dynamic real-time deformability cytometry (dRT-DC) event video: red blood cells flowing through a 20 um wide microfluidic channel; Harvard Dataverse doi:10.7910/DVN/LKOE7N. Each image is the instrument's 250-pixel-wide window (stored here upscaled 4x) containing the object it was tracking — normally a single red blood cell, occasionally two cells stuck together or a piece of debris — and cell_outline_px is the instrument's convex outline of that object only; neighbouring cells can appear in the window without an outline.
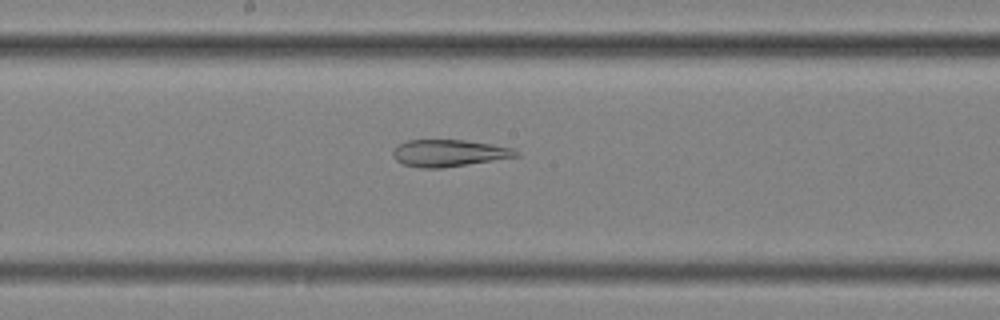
{"species": "common noctule bat (a hibernating species)", "species_latin": "Nyctalus noctula", "temperature_condition": "cold", "stored_images_in_passage": 43, "camera_frame_rate_fps": 3000, "um_per_image_px": 0.085, "animal": {"sex": "female", "body_mass_g": 25.1}, "frame": {"image": 1, "passage_image": 17, "time_ms": 5.333, "image_size_px": [1000, 320], "cell_outline_px": [[520, 156], [444, 168], [420, 168], [404, 164], [396, 160], [392, 156], [392, 152], [396, 144], [408, 140], [464, 140], [492, 144], [512, 148], [520, 152]], "centroid_in_image_um": [38.14, 13.01], "position_along_channel_um": 210.1, "area_um2": 19.48}}
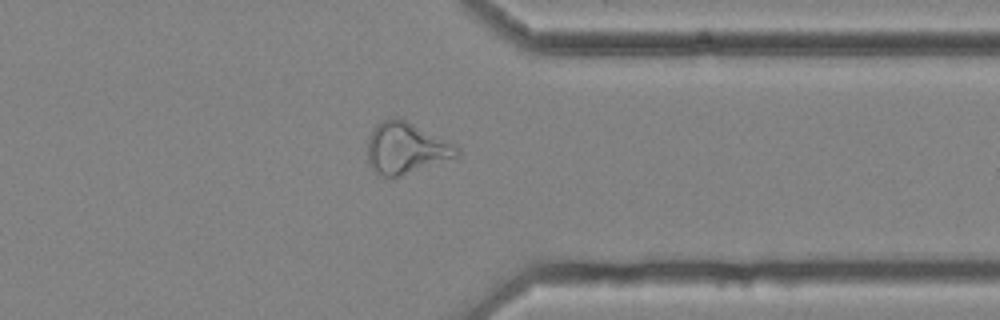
{"frame": {"image": 2, "passage_image": 31, "time_ms": 10.0, "image_size_px": [1000, 320], "cell_outline_px": [[460, 156], [396, 176], [380, 176], [372, 172], [368, 160], [368, 140], [372, 128], [376, 124], [384, 120], [396, 116], [448, 140], [456, 144], [460, 148]], "centroid_in_image_um": [34.5, 12.57], "position_along_channel_um": 376.9, "area_um2": 26.65}}
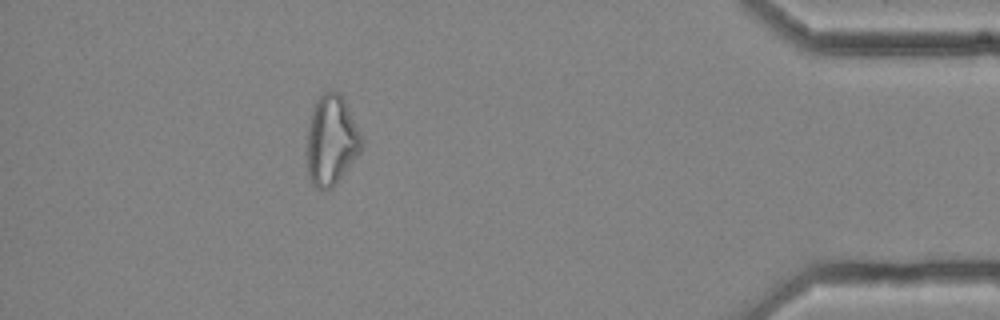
{"frame": {"image": 3, "passage_image": 37, "time_ms": 12.0, "image_size_px": [1000, 320], "cell_outline_px": [[364, 144], [360, 152], [332, 188], [320, 192], [312, 184], [308, 176], [308, 124], [312, 108], [316, 100], [324, 92], [340, 92], [364, 140]], "centroid_in_image_um": [28.17, 11.95], "position_along_channel_um": 407.0, "area_um2": 28.55}, "authors_computed_cell_mechanics": {"area_um2": 25.8944, "velocity_mm_per_s": 3.631, "shape_relaxation_time_tau1_ms": null, "shape_relaxation_time_tau2_ms": 3.7896, "deformation_change_tau1": null, "deformation_change_tau2": 0.1307}}